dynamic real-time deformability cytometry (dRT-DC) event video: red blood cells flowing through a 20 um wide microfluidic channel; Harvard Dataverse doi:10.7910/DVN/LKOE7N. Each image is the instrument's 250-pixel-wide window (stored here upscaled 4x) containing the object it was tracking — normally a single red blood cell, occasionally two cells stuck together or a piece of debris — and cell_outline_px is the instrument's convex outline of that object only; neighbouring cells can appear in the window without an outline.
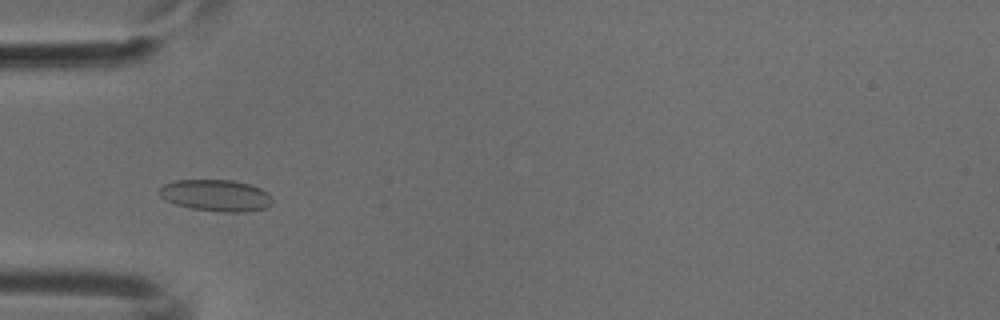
{"species": "common noctule bat (a hibernating species)", "species_latin": "Nyctalus noctula", "temperature_condition": "cold", "stored_images_in_passage": 48, "camera_frame_rate_fps": 3000, "um_per_image_px": 0.085, "animal": {"sex": "male", "body_mass_g": 18.8}, "frame": {"image": 1, "passage_image": 12, "time_ms": 3.667, "image_size_px": [1000, 320], "cell_outline_px": [[272, 204], [264, 208], [244, 212], [220, 212], [192, 208], [176, 204], [164, 200], [160, 196], [160, 188], [164, 184], [176, 180], [232, 180], [248, 184], [260, 188], [268, 192], [272, 196]], "centroid_in_image_um": [18.37, 16.61], "position_along_channel_um": 66.6, "area_um2": 20.81}}
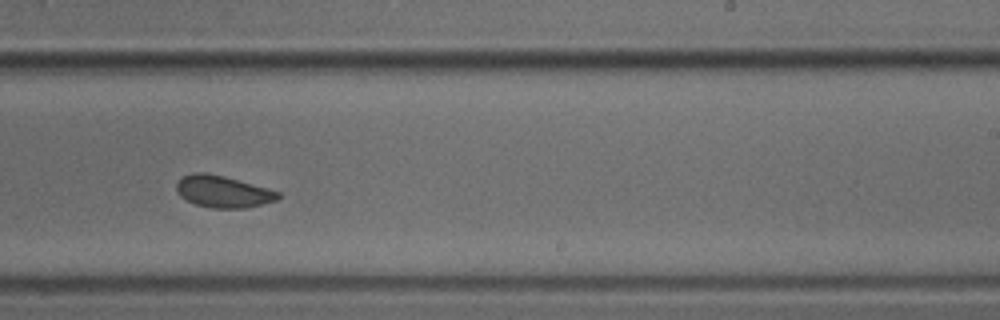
{"frame": {"image": 2, "passage_image": 28, "time_ms": 9.0, "image_size_px": [1000, 320], "cell_outline_px": [[280, 200], [248, 208], [212, 208], [196, 204], [180, 196], [176, 192], [176, 184], [184, 176], [192, 172], [204, 172], [224, 176], [280, 192]], "centroid_in_image_um": [18.97, 16.29], "position_along_channel_um": 270.0, "area_um2": 18.84}}
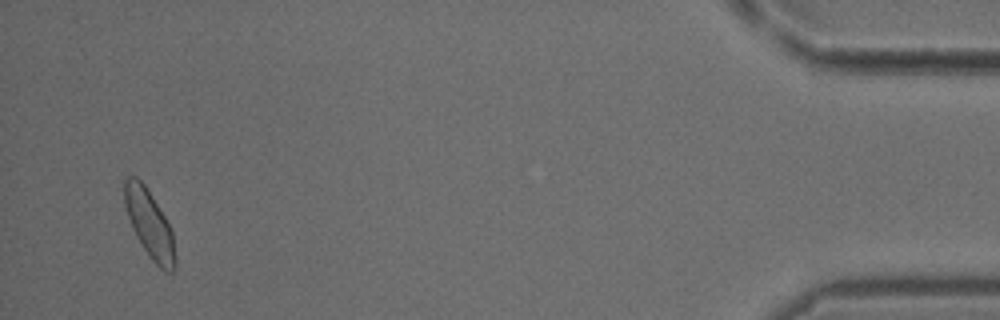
{"frame": {"image": 3, "passage_image": 46, "time_ms": 15.0, "image_size_px": [1000, 320], "cell_outline_px": [[176, 268], [172, 272], [168, 272], [160, 268], [148, 256], [136, 236], [128, 216], [124, 204], [124, 180], [128, 176], [136, 176], [144, 184], [164, 216], [172, 232], [176, 260]], "centroid_in_image_um": [12.7, 19.06], "position_along_channel_um": 422.5, "area_um2": 19.77}}